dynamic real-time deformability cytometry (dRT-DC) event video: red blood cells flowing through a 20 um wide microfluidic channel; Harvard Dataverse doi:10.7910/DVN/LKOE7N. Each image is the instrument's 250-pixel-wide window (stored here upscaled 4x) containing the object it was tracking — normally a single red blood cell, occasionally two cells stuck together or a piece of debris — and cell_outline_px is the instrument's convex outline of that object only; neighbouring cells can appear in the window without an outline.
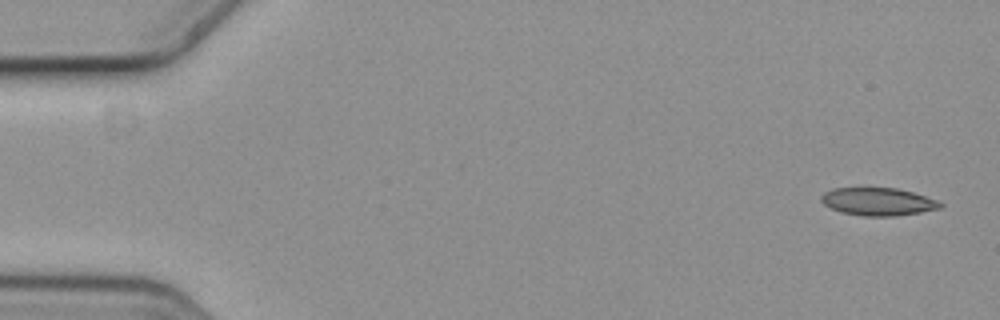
{"species": "common noctule bat (a hibernating species)", "species_latin": "Nyctalus noctula", "temperature_condition": "cold", "stored_images_in_passage": 8, "camera_frame_rate_fps": 3000, "um_per_image_px": 0.085, "animal": {"sex": "female", "body_mass_g": 19.3, "forearm_length_mm": 54.1}, "frame": {"image": 1, "passage_image": 1, "time_ms": 0.0, "image_size_px": [1000, 320], "cell_outline_px": [[944, 204], [940, 208], [920, 212], [896, 216], [864, 216], [840, 212], [824, 204], [820, 200], [820, 196], [824, 192], [832, 188], [896, 188], [912, 192], [940, 200]], "centroid_in_image_um": [74.64, 17.14], "position_along_channel_um": 10.4, "area_um2": 19.36}}
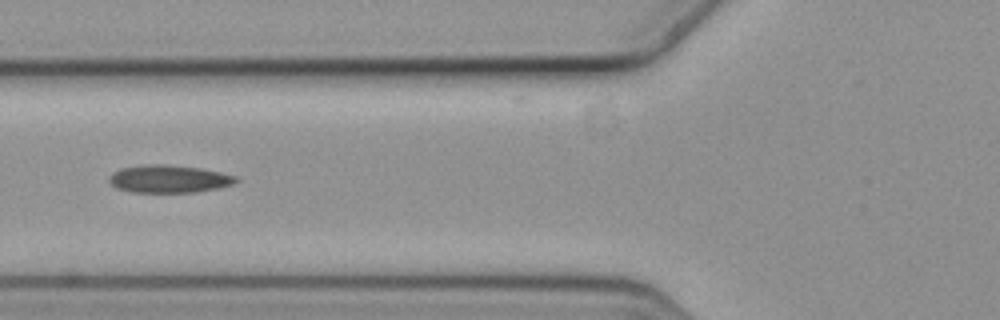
{"frame": {"image": 2, "passage_image": 6, "time_ms": 1.667, "image_size_px": [1000, 320], "cell_outline_px": [[240, 180], [232, 184], [216, 188], [196, 192], [132, 192], [120, 188], [112, 184], [108, 180], [120, 168], [148, 164], [164, 164], [200, 168], [220, 172], [236, 176]], "centroid_in_image_um": [14.4, 15.2], "position_along_channel_um": 111.4, "area_um2": 20.11}}
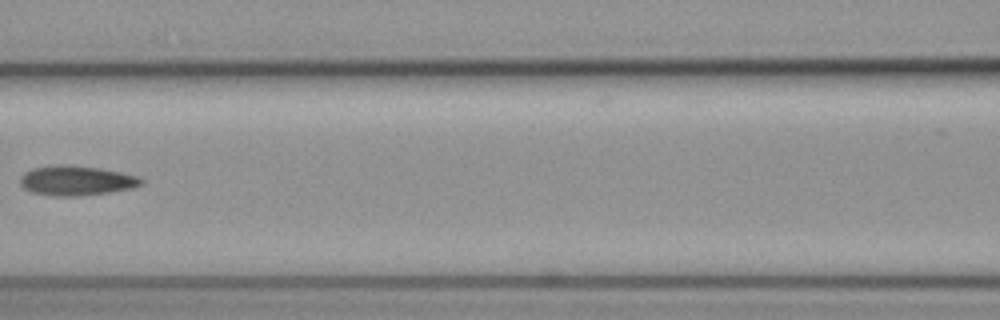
{"frame": {"image": 3, "passage_image": 7, "time_ms": 2.0, "image_size_px": [1000, 320], "cell_outline_px": [[144, 180], [140, 184], [132, 188], [108, 192], [80, 196], [56, 196], [32, 192], [24, 188], [20, 184], [20, 176], [24, 172], [32, 168], [52, 164], [72, 164], [100, 168], [140, 176]], "centroid_in_image_um": [6.46, 15.33], "position_along_channel_um": 160.1, "area_um2": 21.21}}